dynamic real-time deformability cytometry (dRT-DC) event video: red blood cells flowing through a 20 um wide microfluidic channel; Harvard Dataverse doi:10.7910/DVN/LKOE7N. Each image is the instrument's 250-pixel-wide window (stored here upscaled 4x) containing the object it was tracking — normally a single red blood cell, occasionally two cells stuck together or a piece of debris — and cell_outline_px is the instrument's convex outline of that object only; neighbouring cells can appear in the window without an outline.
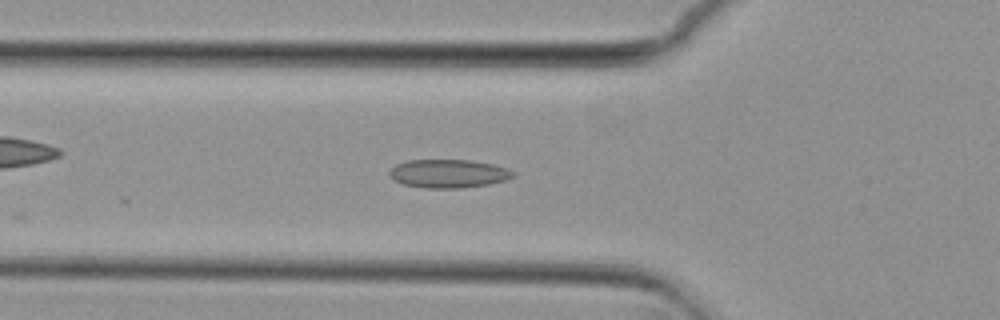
{"species": "common noctule bat (a hibernating species)", "species_latin": "Nyctalus noctula", "temperature_condition": "cold", "stored_images_in_passage": 21, "camera_frame_rate_fps": 3000, "um_per_image_px": 0.085, "animal": {"sex": "female", "body_mass_g": 29.2, "forearm_length_mm": 56.3}, "frame": {"image": 1, "passage_image": 3, "time_ms": 0.667, "image_size_px": [1000, 320], "cell_outline_px": [[516, 176], [504, 180], [488, 184], [464, 188], [424, 188], [404, 184], [392, 180], [388, 176], [388, 172], [396, 164], [408, 160], [472, 160], [492, 164], [508, 168], [516, 172]], "centroid_in_image_um": [38.11, 14.75], "position_along_channel_um": 87.7, "area_um2": 20.69}}
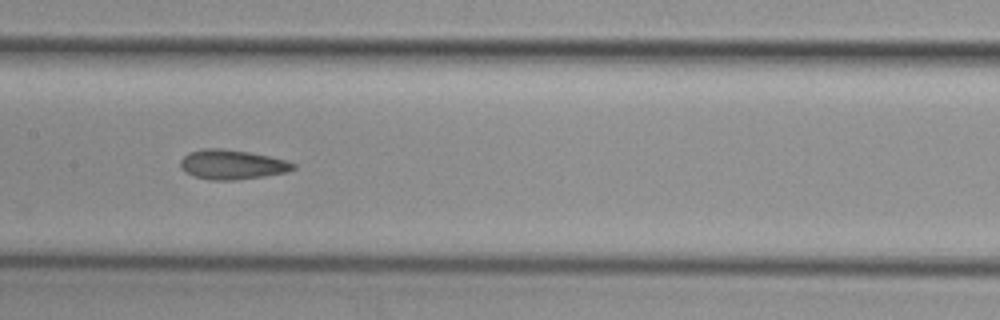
{"frame": {"image": 2, "passage_image": 11, "time_ms": 3.333, "image_size_px": [1000, 320], "cell_outline_px": [[296, 168], [288, 172], [264, 176], [236, 180], [208, 180], [196, 176], [180, 168], [180, 160], [188, 152], [204, 148], [220, 148], [248, 152], [268, 156], [284, 160], [296, 164]], "centroid_in_image_um": [19.72, 13.99], "position_along_channel_um": 187.7, "area_um2": 19.36}}
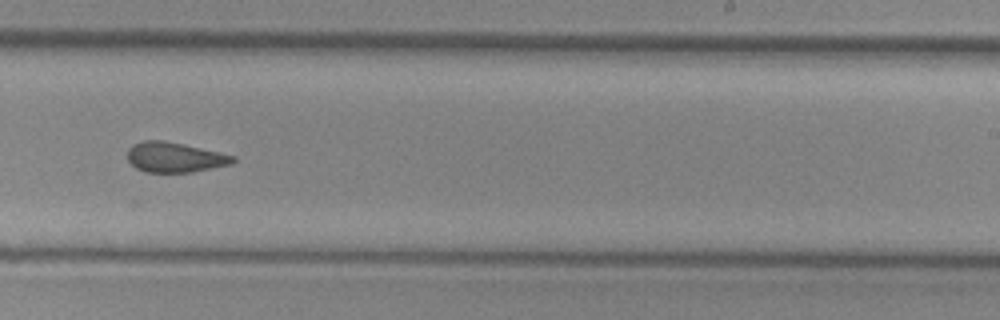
{"frame": {"image": 3, "passage_image": 18, "time_ms": 5.667, "image_size_px": [1000, 320], "cell_outline_px": [[236, 160], [232, 164], [192, 172], [144, 172], [136, 168], [128, 160], [128, 148], [132, 144], [144, 140], [164, 140], [220, 152], [236, 156]], "centroid_in_image_um": [14.86, 13.36], "position_along_channel_um": 274.1, "area_um2": 18.55}}